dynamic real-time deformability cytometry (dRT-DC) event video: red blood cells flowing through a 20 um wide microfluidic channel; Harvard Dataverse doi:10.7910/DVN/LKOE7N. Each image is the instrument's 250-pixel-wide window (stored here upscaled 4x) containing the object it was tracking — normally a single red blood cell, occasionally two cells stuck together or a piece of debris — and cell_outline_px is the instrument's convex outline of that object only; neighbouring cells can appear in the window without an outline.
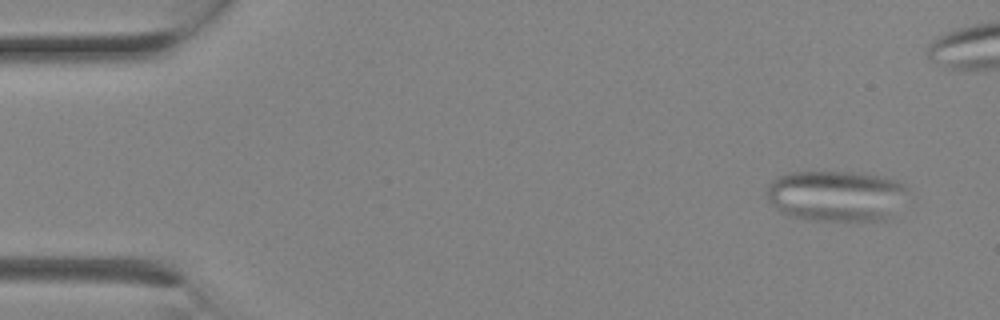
{"species": "Egyptian fruit bat (a non-hibernating species)", "species_latin": "Rousettus aegyptiacus", "temperature_condition": "room temperature", "stored_images_in_passage": 3, "camera_frame_rate_fps": 3000, "um_per_image_px": 0.085, "animal": {"sex": "female"}, "frame": {"image": 1, "passage_image": 1, "time_ms": 0.0, "image_size_px": [1000, 320], "cell_outline_px": [[908, 188], [888, 216], [884, 220], [808, 220], [784, 212], [776, 208], [768, 200], [768, 184], [776, 176], [788, 172], [852, 172], [880, 176], [900, 180]], "centroid_in_image_um": [71.02, 16.61], "position_along_channel_um": 14.0, "area_um2": 41.1}}